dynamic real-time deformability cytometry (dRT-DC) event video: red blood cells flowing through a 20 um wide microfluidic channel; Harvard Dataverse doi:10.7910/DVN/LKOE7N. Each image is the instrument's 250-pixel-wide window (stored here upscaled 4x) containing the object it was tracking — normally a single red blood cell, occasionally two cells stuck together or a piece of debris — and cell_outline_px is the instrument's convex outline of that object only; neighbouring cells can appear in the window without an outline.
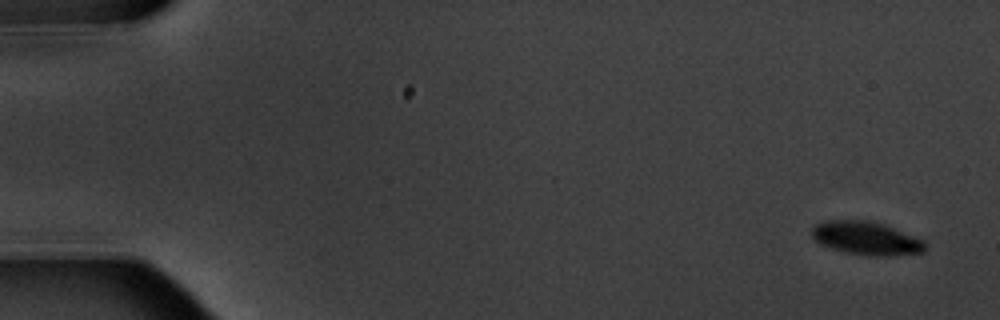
{"species": "common noctule bat (a hibernating species)", "species_latin": "Nyctalus noctula", "temperature_condition": "warm", "stored_images_in_passage": 9, "camera_frame_rate_fps": 3000, "um_per_image_px": 0.085, "animal": {"sex": "male", "body_mass_g": 20.1, "forearm_length_mm": 53.5}, "frame": {"image": 1, "passage_image": 1, "time_ms": 0.0, "image_size_px": [1000, 320], "cell_outline_px": [[924, 252], [888, 256], [868, 256], [844, 252], [820, 244], [812, 236], [812, 228], [816, 224], [828, 220], [864, 220], [884, 224], [924, 240]], "centroid_in_image_um": [73.62, 20.25], "position_along_channel_um": 11.4, "area_um2": 21.85}}
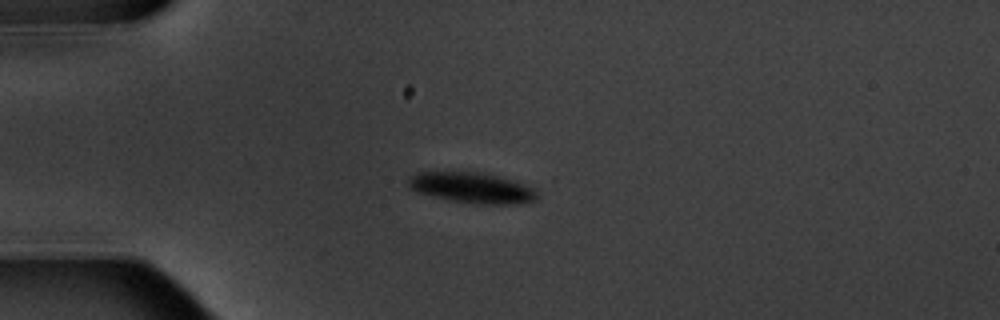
{"frame": {"image": 2, "passage_image": 4, "time_ms": 4.333, "image_size_px": [1000, 320], "cell_outline_px": [[540, 196], [536, 200], [528, 204], [476, 204], [448, 200], [416, 192], [408, 184], [408, 176], [416, 172], [484, 172], [512, 180], [532, 188]], "centroid_in_image_um": [40.13, 15.97], "position_along_channel_um": 44.9, "area_um2": 23.24}}